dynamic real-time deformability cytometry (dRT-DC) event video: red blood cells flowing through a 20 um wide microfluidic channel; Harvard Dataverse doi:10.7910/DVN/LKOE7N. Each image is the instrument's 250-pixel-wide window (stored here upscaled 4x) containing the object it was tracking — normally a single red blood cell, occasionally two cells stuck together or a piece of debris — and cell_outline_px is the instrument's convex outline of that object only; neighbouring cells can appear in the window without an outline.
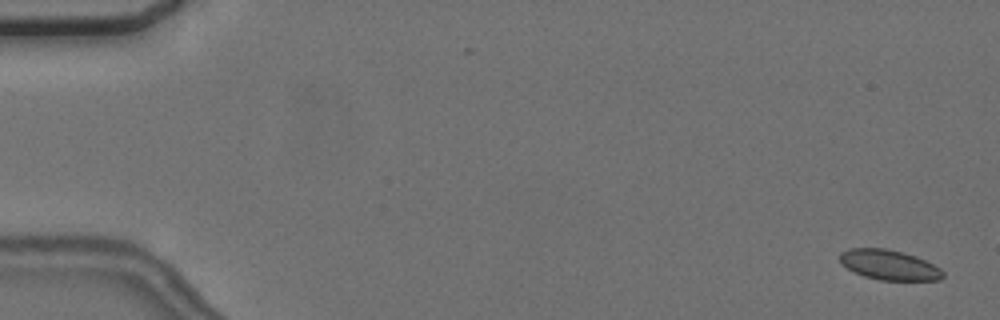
{"species": "common noctule bat (a hibernating species)", "species_latin": "Nyctalus noctula", "temperature_condition": "cold", "stored_images_in_passage": 5, "camera_frame_rate_fps": 3000, "um_per_image_px": 0.085, "animal": {"sex": "female", "body_mass_g": 24.6, "forearm_length_mm": 56.2}, "frame": {"image": 1, "passage_image": 1, "time_ms": 0.0, "image_size_px": [1000, 320], "cell_outline_px": [[944, 276], [940, 280], [880, 280], [864, 276], [840, 264], [840, 252], [848, 248], [884, 248], [904, 252], [916, 256], [940, 268], [944, 272]], "centroid_in_image_um": [75.57, 22.51], "position_along_channel_um": 9.4, "area_um2": 18.03}}